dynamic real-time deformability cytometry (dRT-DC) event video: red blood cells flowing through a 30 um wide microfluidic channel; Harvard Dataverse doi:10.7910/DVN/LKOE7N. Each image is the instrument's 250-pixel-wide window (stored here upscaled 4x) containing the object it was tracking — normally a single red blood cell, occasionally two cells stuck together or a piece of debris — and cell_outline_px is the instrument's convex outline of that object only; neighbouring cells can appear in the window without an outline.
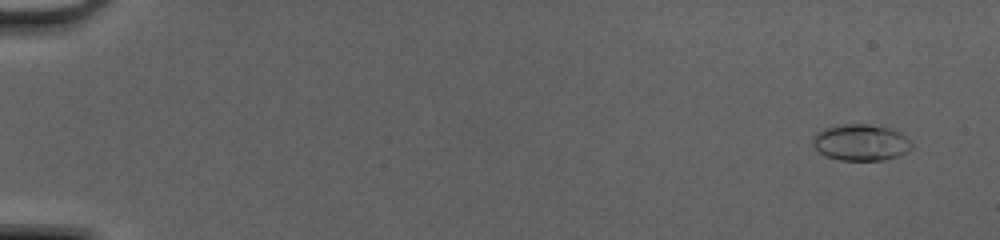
{"species": "common noctule bat (a hibernating species)", "species_latin": "Nyctalus noctula", "temperature_condition": "cold", "stored_images_in_passage": 52, "camera_frame_rate_fps": 3000, "um_per_image_px": 0.085, "animal": {"sex": "female", "body_mass_g": 20.0, "forearm_length_mm": 54.0}, "frame": {"image": 1, "passage_image": 4, "time_ms": 1.0, "image_size_px": [1000, 240], "cell_outline_px": [[912, 148], [908, 152], [900, 156], [884, 160], [840, 160], [828, 156], [820, 152], [812, 144], [812, 136], [816, 132], [824, 128], [840, 124], [868, 124], [888, 128], [900, 132], [912, 144]], "centroid_in_image_um": [73.16, 12.11], "position_along_channel_um": 11.8, "area_um2": 21.04}}
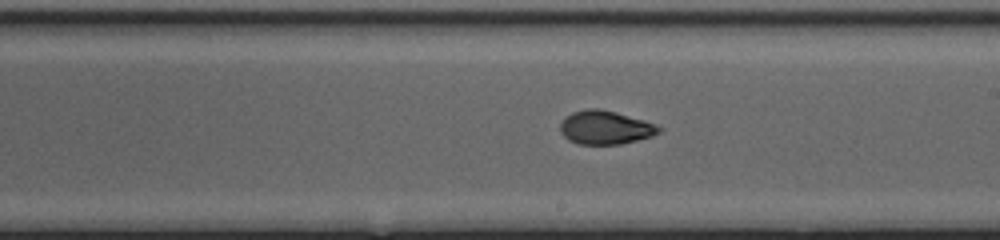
{"frame": {"image": 2, "passage_image": 32, "time_ms": 10.333, "image_size_px": [1000, 240], "cell_outline_px": [[664, 128], [660, 132], [652, 136], [620, 144], [576, 144], [568, 140], [560, 132], [560, 124], [572, 112], [588, 108], [600, 108], [616, 112], [644, 120], [656, 124]], "centroid_in_image_um": [51.47, 10.84], "position_along_channel_um": 237.5, "area_um2": 19.36}}
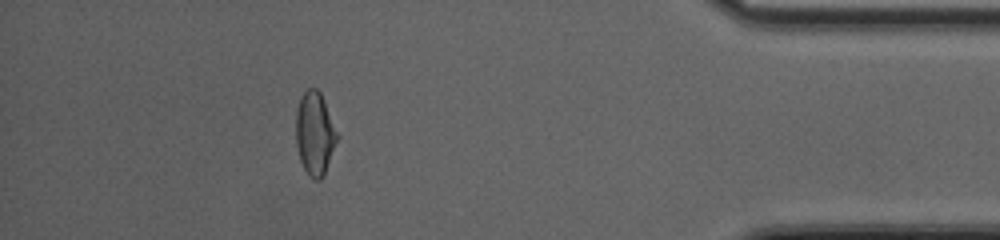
{"frame": {"image": 3, "passage_image": 47, "time_ms": 15.333, "image_size_px": [1000, 240], "cell_outline_px": [[340, 136], [324, 176], [320, 180], [312, 180], [308, 176], [300, 160], [296, 144], [296, 112], [300, 96], [308, 88], [316, 88], [320, 92]], "centroid_in_image_um": [26.78, 11.38], "position_along_channel_um": 408.4, "area_um2": 20.35}, "authors_computed_cell_mechanics": {"area_um2": 19.5653, "velocity_mm_per_s": 4.2345, "shape_relaxation_time_tau1_ms": 4.4484, "shape_relaxation_time_tau2_ms": 2.0958, "deformation_change_tau1": 0.1635, "deformation_change_tau2": 0.0749}}